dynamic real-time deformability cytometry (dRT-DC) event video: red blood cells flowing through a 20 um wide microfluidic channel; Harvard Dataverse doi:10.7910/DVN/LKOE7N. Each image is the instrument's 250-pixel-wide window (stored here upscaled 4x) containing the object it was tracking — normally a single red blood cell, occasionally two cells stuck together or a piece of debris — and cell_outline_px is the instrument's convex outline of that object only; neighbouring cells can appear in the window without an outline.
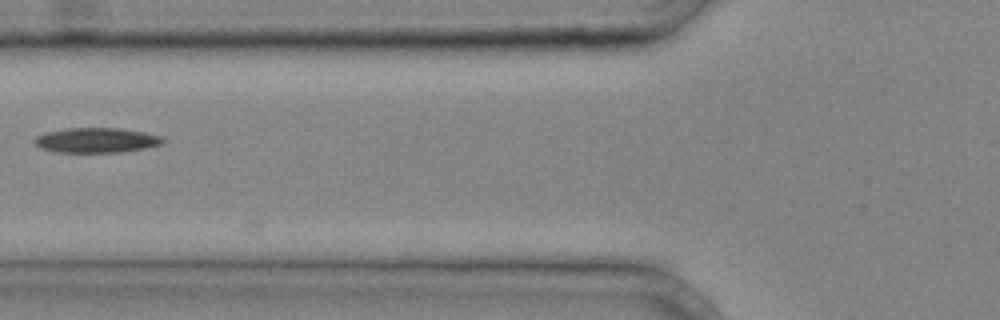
{"species": "common noctule bat (a hibernating species)", "species_latin": "Nyctalus noctula", "temperature_condition": "cold", "stored_images_in_passage": 7, "camera_frame_rate_fps": 3000, "um_per_image_px": 0.085, "animal": {"sex": "male", "body_mass_g": 20.4}, "frame": {"image": 1, "passage_image": 6, "time_ms": 1.667, "image_size_px": [1000, 320], "cell_outline_px": [[168, 140], [160, 144], [144, 148], [120, 152], [56, 152], [40, 148], [36, 144], [36, 136], [48, 132], [68, 128], [120, 128], [144, 132], [160, 136]], "centroid_in_image_um": [8.22, 11.92], "position_along_channel_um": 117.6, "area_um2": 18.44}}